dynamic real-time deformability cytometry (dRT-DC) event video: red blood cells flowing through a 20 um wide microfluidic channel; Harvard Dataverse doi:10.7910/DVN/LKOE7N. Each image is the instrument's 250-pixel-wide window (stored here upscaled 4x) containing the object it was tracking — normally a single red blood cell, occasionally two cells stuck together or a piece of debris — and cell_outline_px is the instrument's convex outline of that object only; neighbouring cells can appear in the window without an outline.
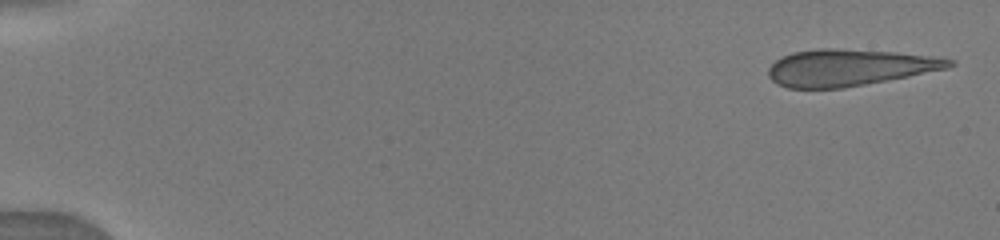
{"species": "human", "species_latin": "Homo sapiens", "temperature_condition": "warm", "stored_images_in_passage": 36, "camera_frame_rate_fps": 3000, "um_per_image_px": 0.085, "donor": {"sex": "male"}, "frame": {"image": 1, "passage_image": 1, "time_ms": 0.0, "image_size_px": [1000, 240], "cell_outline_px": [[956, 64], [948, 68], [908, 76], [864, 84], [840, 88], [788, 88], [776, 84], [768, 76], [768, 68], [776, 60], [792, 52], [816, 48], [832, 48], [896, 52], [932, 56], [956, 60]], "centroid_in_image_um": [72.16, 5.73], "position_along_channel_um": 12.8, "area_um2": 38.49}}
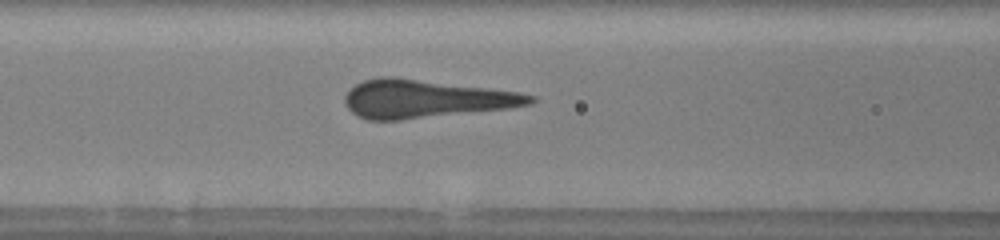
{"frame": {"image": 2, "passage_image": 14, "time_ms": 6.667, "image_size_px": [1000, 240], "cell_outline_px": [[536, 100], [532, 104], [512, 108], [400, 120], [368, 120], [356, 116], [344, 104], [344, 96], [356, 84], [364, 80], [380, 76], [392, 76], [516, 92], [536, 96]], "centroid_in_image_um": [36.14, 8.41], "position_along_channel_um": 130.5, "area_um2": 41.04}}
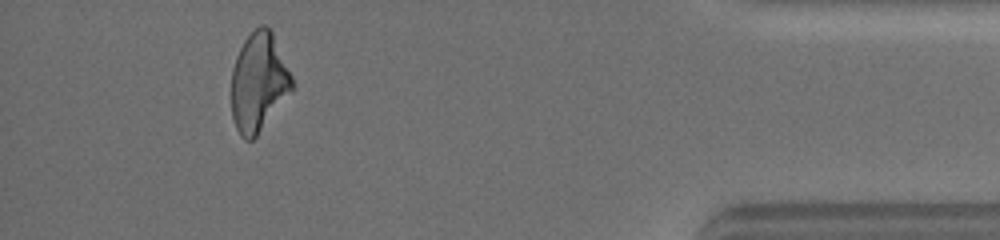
{"frame": {"image": 3, "passage_image": 33, "time_ms": 14.667, "image_size_px": [1000, 240], "cell_outline_px": [[292, 92], [256, 136], [252, 140], [244, 140], [240, 136], [236, 128], [232, 116], [232, 68], [236, 56], [244, 40], [260, 24], [264, 24], [272, 28], [292, 76]], "centroid_in_image_um": [22.0, 6.96], "position_along_channel_um": 413.2, "area_um2": 35.08}}